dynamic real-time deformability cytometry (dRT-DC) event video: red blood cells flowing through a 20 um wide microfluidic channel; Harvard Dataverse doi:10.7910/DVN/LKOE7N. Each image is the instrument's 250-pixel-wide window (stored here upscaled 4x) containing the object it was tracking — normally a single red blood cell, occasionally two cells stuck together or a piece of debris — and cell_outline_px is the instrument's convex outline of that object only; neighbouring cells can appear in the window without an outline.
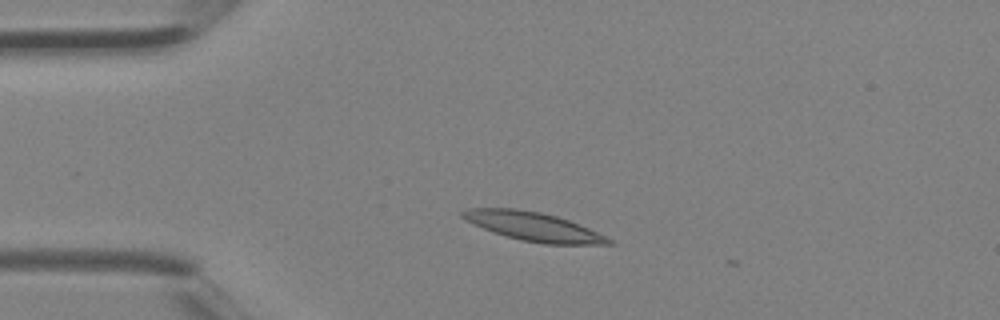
{"species": "Egyptian fruit bat (a non-hibernating species)", "species_latin": "Rousettus aegyptiacus", "temperature_condition": "room temperature", "stored_images_in_passage": 1, "camera_frame_rate_fps": 3000, "um_per_image_px": 0.085, "animal": {"sex": "female"}, "frame": {"image": 1, "passage_image": 1, "time_ms": 0.0, "image_size_px": [1000, 320], "cell_outline_px": [[616, 244], [544, 244], [520, 240], [484, 228], [460, 216], [460, 212], [468, 208], [516, 208], [540, 212], [556, 216], [568, 220], [588, 228], [612, 240]], "centroid_in_image_um": [45.35, 19.25], "position_along_channel_um": 39.7, "area_um2": 23.99}}